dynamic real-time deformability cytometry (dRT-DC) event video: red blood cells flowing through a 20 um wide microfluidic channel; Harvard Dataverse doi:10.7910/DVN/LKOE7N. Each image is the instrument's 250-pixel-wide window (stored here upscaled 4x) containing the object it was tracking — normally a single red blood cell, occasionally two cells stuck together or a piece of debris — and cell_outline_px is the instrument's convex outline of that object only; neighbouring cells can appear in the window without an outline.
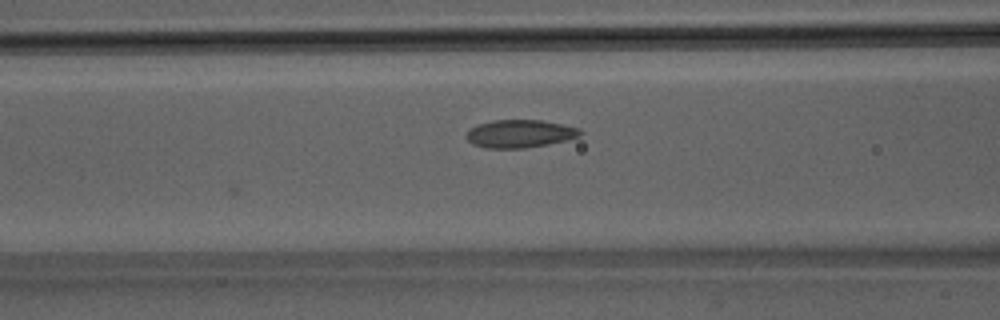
{"species": "Egyptian fruit bat (a non-hibernating species)", "species_latin": "Rousettus aegyptiacus", "temperature_condition": "room temperature", "stored_images_in_passage": 6, "camera_frame_rate_fps": 3000, "um_per_image_px": 0.085, "animal": {"sex": "male"}, "frame": {"image": 1, "passage_image": 5, "time_ms": 1.333, "image_size_px": [1000, 320], "cell_outline_px": [[584, 132], [580, 136], [548, 144], [524, 148], [484, 148], [472, 144], [468, 140], [468, 132], [472, 128], [480, 124], [492, 120], [544, 120], [580, 128]], "centroid_in_image_um": [44.23, 11.36], "position_along_channel_um": 122.4, "area_um2": 18.38}}